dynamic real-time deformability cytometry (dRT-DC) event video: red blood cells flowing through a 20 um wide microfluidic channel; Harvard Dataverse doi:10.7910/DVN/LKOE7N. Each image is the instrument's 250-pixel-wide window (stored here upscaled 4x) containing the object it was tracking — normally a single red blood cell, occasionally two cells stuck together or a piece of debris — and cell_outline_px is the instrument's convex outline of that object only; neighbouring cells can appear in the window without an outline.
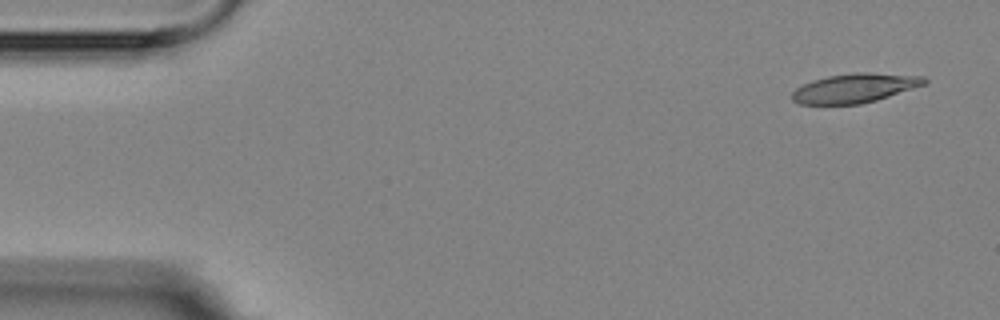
{"species": "Egyptian fruit bat (a non-hibernating species)", "species_latin": "Rousettus aegyptiacus", "temperature_condition": "room temperature", "stored_images_in_passage": 10, "camera_frame_rate_fps": 3000, "um_per_image_px": 0.085, "animal": {"sex": "female"}, "frame": {"image": 1, "passage_image": 1, "time_ms": 0.0, "image_size_px": [1000, 320], "cell_outline_px": [[928, 80], [924, 84], [876, 100], [860, 104], [800, 104], [792, 100], [792, 92], [796, 88], [812, 80], [828, 76], [852, 72], [868, 72], [924, 76]], "centroid_in_image_um": [72.63, 7.48], "position_along_channel_um": 12.4, "area_um2": 22.37}}
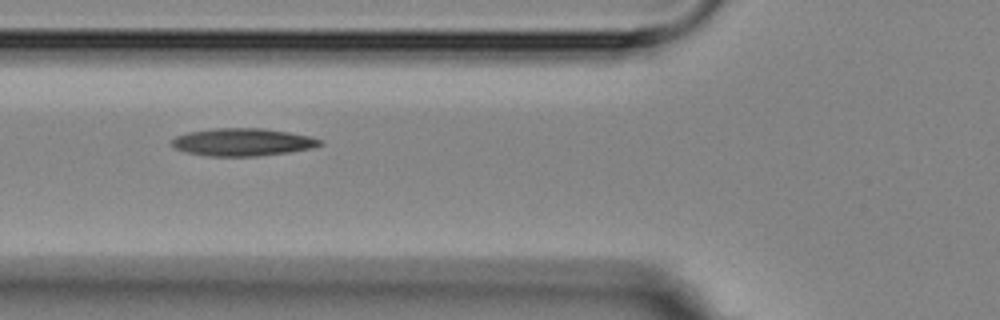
{"frame": {"image": 2, "passage_image": 6, "time_ms": 5.667, "image_size_px": [1000, 320], "cell_outline_px": [[324, 144], [312, 148], [292, 152], [256, 156], [208, 156], [188, 152], [176, 148], [172, 144], [172, 140], [176, 136], [188, 132], [212, 128], [260, 128], [288, 132], [312, 136], [324, 140]], "centroid_in_image_um": [20.69, 12.07], "position_along_channel_um": 105.1, "area_um2": 23.93}}
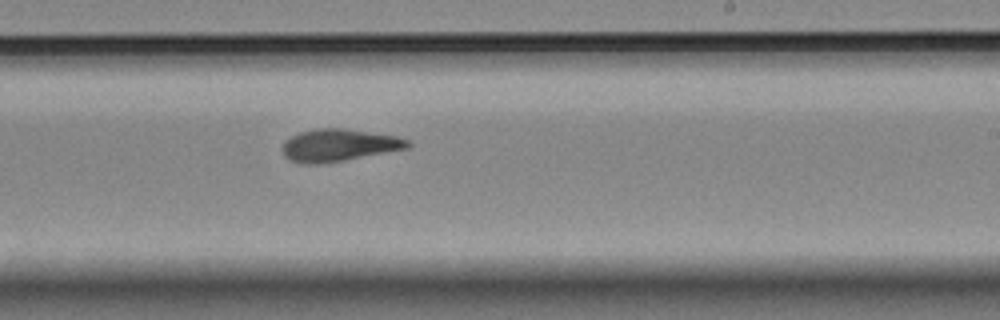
{"frame": {"image": 3, "passage_image": 10, "time_ms": 10.0, "image_size_px": [1000, 320], "cell_outline_px": [[412, 144], [408, 148], [344, 160], [316, 164], [304, 164], [292, 160], [284, 156], [284, 140], [300, 132], [316, 128], [344, 128], [396, 136], [408, 140]], "centroid_in_image_um": [28.81, 12.33], "position_along_channel_um": 260.2, "area_um2": 23.29}}